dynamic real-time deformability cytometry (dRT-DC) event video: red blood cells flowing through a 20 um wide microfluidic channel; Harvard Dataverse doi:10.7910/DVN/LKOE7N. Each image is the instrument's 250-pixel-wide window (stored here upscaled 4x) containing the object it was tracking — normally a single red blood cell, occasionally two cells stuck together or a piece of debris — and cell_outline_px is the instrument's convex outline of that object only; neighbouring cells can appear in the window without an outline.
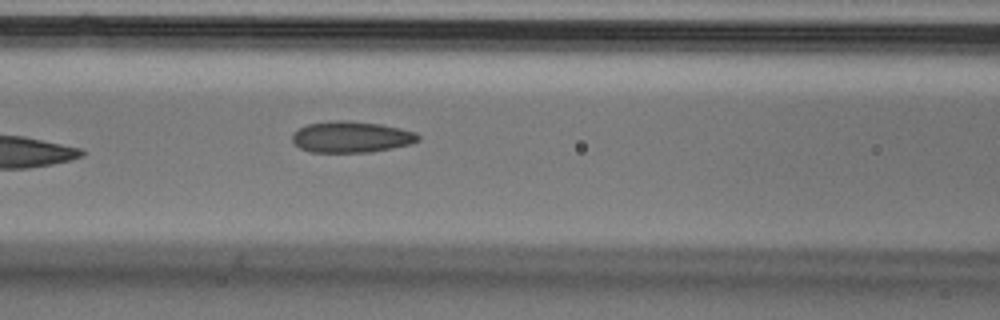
{"species": "Egyptian fruit bat (a non-hibernating species)", "species_latin": "Rousettus aegyptiacus", "temperature_condition": "cold", "stored_images_in_passage": 5, "camera_frame_rate_fps": 3000, "um_per_image_px": 0.085, "animal": {"sex": "male"}, "frame": {"image": 1, "passage_image": 5, "time_ms": 1.333, "image_size_px": [1000, 320], "cell_outline_px": [[420, 140], [408, 144], [372, 152], [312, 152], [300, 148], [292, 140], [292, 132], [308, 124], [336, 120], [348, 120], [380, 124], [400, 128], [416, 132], [420, 136]], "centroid_in_image_um": [29.85, 11.63], "position_along_channel_um": 136.7, "area_um2": 22.83}}